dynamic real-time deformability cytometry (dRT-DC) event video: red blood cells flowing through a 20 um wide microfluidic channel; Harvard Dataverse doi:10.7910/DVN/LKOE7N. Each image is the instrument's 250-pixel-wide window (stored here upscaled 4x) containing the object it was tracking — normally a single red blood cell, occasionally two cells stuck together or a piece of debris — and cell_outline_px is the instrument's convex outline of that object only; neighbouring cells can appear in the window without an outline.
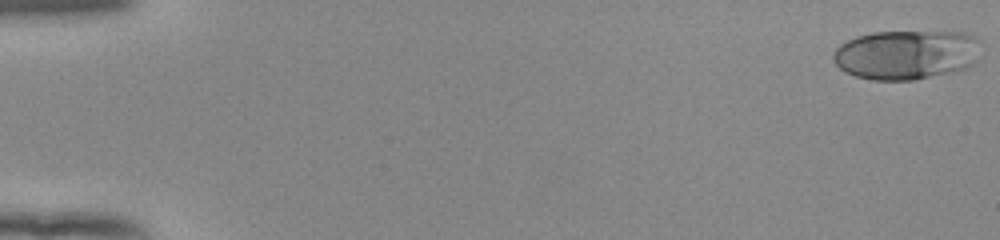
{"species": "human", "species_latin": "Homo sapiens", "temperature_condition": "room temperature", "stored_images_in_passage": 53, "camera_frame_rate_fps": 3000, "um_per_image_px": 0.085, "donor": {"sex": "female"}, "frame": {"image": 1, "passage_image": 1, "time_ms": 0.0, "image_size_px": [1000, 240], "cell_outline_px": [[980, 40], [976, 60], [972, 64], [964, 68], [916, 80], [872, 80], [856, 76], [844, 72], [832, 60], [832, 56], [836, 48], [840, 44], [856, 36], [872, 32], [960, 32], [980, 36]], "centroid_in_image_um": [77.02, 4.64], "position_along_channel_um": 8.0, "area_um2": 42.66}}
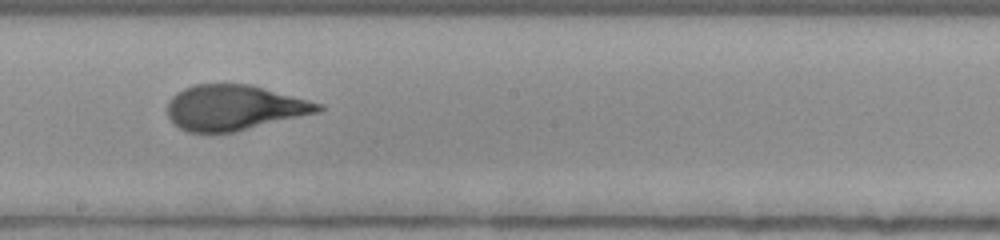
{"frame": {"image": 2, "passage_image": 31, "time_ms": 10.0, "image_size_px": [1000, 240], "cell_outline_px": [[324, 108], [320, 112], [236, 132], [188, 132], [180, 128], [168, 116], [168, 100], [176, 92], [184, 88], [196, 84], [248, 84], [324, 104]], "centroid_in_image_um": [19.92, 9.15], "position_along_channel_um": 228.3, "area_um2": 39.71}}
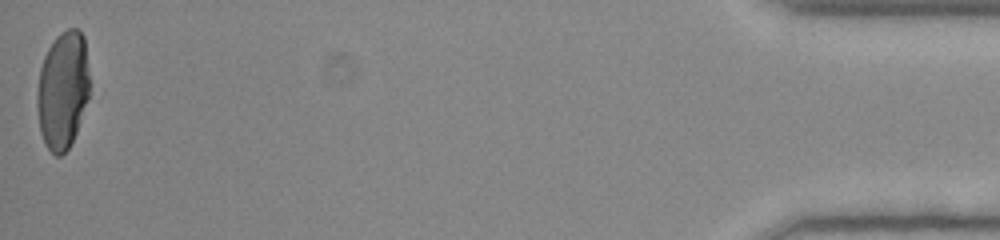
{"frame": {"image": 3, "passage_image": 53, "time_ms": 17.333, "image_size_px": [1000, 240], "cell_outline_px": [[88, 96], [76, 132], [68, 148], [60, 156], [56, 156], [48, 148], [40, 132], [36, 104], [36, 96], [40, 68], [44, 56], [48, 48], [56, 36], [60, 32], [68, 28], [76, 28], [84, 36], [88, 76]], "centroid_in_image_um": [5.3, 7.64], "position_along_channel_um": 429.9, "area_um2": 35.66}, "authors_computed_cell_mechanics": {"area_um2": 40.1132, "velocity_mm_per_s": 3.9397, "shape_relaxation_time_tau1_ms": 5.6313, "shape_relaxation_time_tau2_ms": null, "deformation_change_tau1": 0.2259, "deformation_change_tau2": null}}